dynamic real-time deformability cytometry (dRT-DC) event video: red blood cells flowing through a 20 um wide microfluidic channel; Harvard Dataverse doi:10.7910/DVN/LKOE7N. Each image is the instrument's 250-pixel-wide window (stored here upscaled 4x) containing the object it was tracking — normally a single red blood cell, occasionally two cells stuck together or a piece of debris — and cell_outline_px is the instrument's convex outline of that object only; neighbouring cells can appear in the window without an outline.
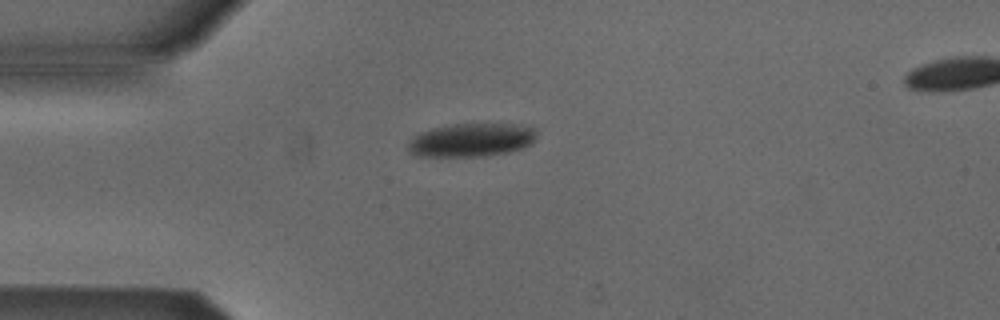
{"species": "Egyptian fruit bat (a non-hibernating species)", "species_latin": "Rousettus aegyptiacus", "temperature_condition": "cold", "stored_images_in_passage": 4, "camera_frame_rate_fps": 3000, "um_per_image_px": 0.085, "animal": {"sex": "male"}, "frame": {"image": 1, "passage_image": 1, "time_ms": 0.0, "image_size_px": [1000, 320], "cell_outline_px": [[536, 136], [532, 144], [508, 152], [480, 156], [420, 156], [408, 152], [404, 148], [408, 140], [412, 136], [420, 132], [432, 128], [448, 124], [520, 124], [536, 128]], "centroid_in_image_um": [40.01, 11.89], "position_along_channel_um": 45.0, "area_um2": 25.37}}
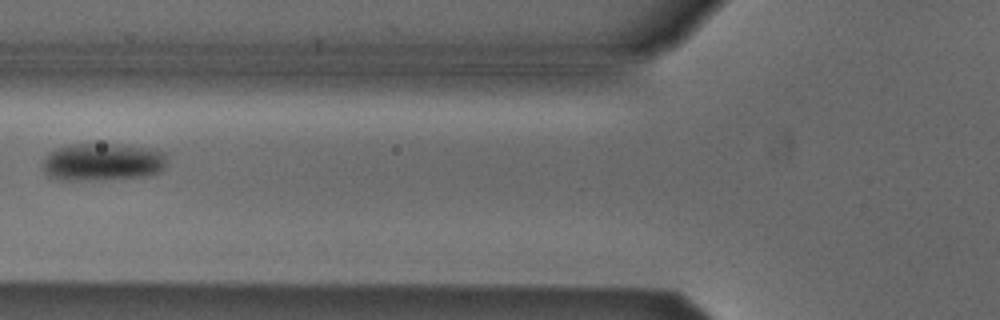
{"frame": {"image": 2, "passage_image": 3, "time_ms": 2.333, "image_size_px": [1000, 320], "cell_outline_px": [[164, 168], [160, 172], [148, 176], [96, 180], [60, 180], [48, 176], [44, 172], [44, 160], [48, 152], [56, 148], [72, 144], [120, 144], [152, 148], [164, 152]], "centroid_in_image_um": [8.71, 13.77], "position_along_channel_um": 117.1, "area_um2": 27.4}}
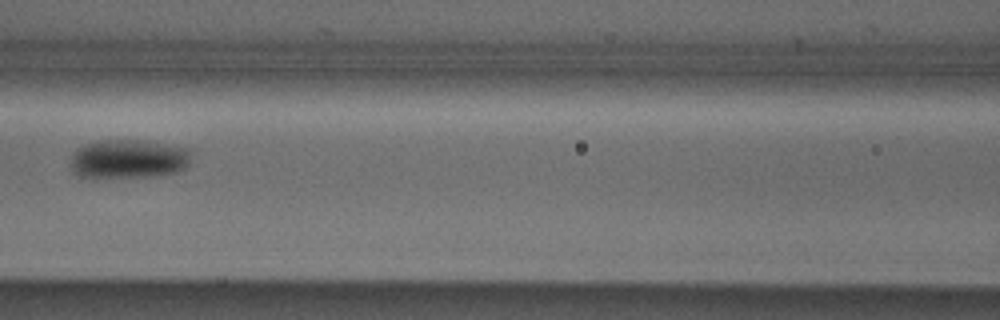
{"frame": {"image": 3, "passage_image": 4, "time_ms": 3.333, "image_size_px": [1000, 320], "cell_outline_px": [[188, 164], [184, 168], [176, 172], [152, 176], [80, 176], [72, 172], [72, 156], [76, 148], [84, 144], [100, 140], [148, 140], [188, 148]], "centroid_in_image_um": [10.91, 13.47], "position_along_channel_um": 155.7, "area_um2": 26.99}}